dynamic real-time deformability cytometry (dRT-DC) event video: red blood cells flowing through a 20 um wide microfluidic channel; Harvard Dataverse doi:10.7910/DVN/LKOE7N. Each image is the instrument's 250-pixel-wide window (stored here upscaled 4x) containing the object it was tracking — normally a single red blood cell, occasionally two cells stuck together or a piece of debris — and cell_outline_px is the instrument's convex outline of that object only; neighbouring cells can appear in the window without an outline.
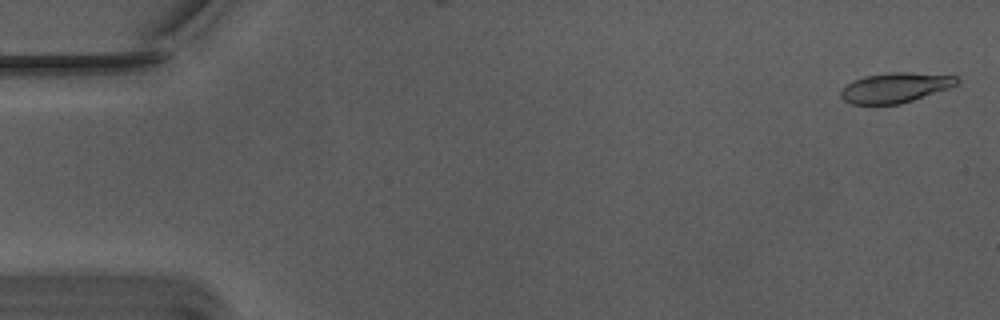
{"species": "Egyptian fruit bat (a non-hibernating species)", "species_latin": "Rousettus aegyptiacus", "temperature_condition": "warm", "stored_images_in_passage": 55, "camera_frame_rate_fps": 3000, "um_per_image_px": 0.085, "animal": {"sex": "male"}, "frame": {"image": 1, "passage_image": 2, "time_ms": 0.333, "image_size_px": [1000, 320], "cell_outline_px": [[960, 80], [956, 84], [948, 88], [900, 104], [852, 104], [844, 100], [840, 96], [840, 92], [852, 80], [864, 76], [888, 72], [908, 72], [956, 76]], "centroid_in_image_um": [76.06, 7.44], "position_along_channel_um": 8.9, "area_um2": 20.06}}
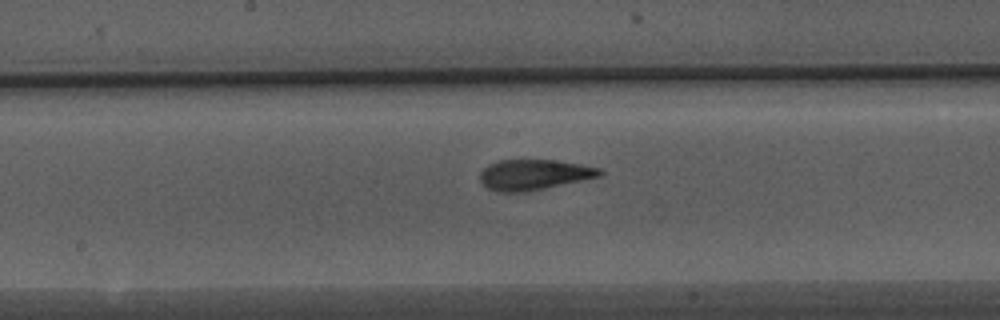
{"frame": {"image": 2, "passage_image": 29, "time_ms": 9.333, "image_size_px": [1000, 320], "cell_outline_px": [[604, 172], [600, 176], [520, 192], [500, 192], [488, 188], [480, 180], [480, 172], [488, 164], [500, 160], [552, 160], [580, 164], [600, 168]], "centroid_in_image_um": [45.35, 14.83], "position_along_channel_um": 202.9, "area_um2": 20.69}}
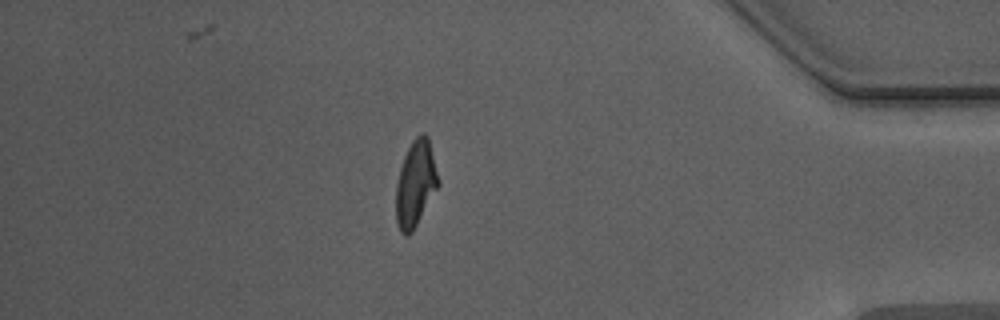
{"frame": {"image": 3, "passage_image": 48, "time_ms": 15.667, "image_size_px": [1000, 320], "cell_outline_px": [[440, 184], [412, 232], [408, 236], [404, 236], [400, 232], [396, 220], [396, 184], [400, 168], [404, 156], [412, 140], [420, 132], [424, 132], [428, 136], [440, 180]], "centroid_in_image_um": [35.33, 15.6], "position_along_channel_um": 399.9, "area_um2": 21.39}, "authors_computed_cell_mechanics": {"area_um2": 20.9814, "velocity_mm_per_s": 3.7508, "shape_relaxation_time_tau1_ms": 5.8309, "shape_relaxation_time_tau2_ms": 1.6465, "deformation_change_tau1": 0.215, "deformation_change_tau2": 0.0989}}